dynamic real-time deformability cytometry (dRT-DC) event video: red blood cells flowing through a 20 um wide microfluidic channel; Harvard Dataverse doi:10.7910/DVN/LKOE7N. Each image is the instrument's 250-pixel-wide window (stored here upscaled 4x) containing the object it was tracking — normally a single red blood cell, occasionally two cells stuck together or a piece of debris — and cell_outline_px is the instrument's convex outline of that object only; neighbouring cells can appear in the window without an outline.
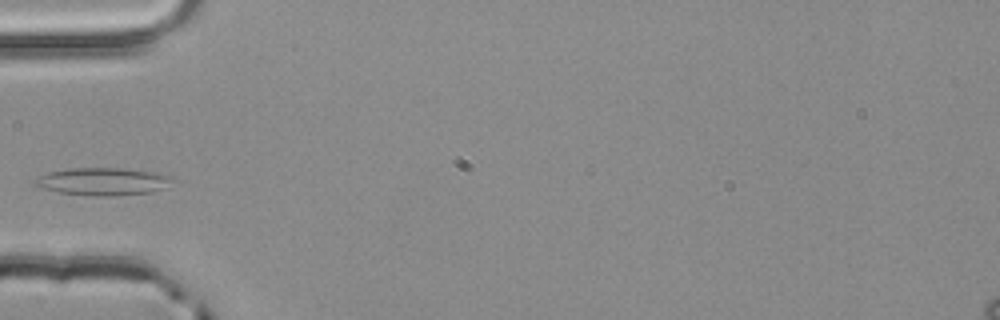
{"species": "common noctule bat (a hibernating species)", "species_latin": "Nyctalus noctula", "temperature_condition": "room temperature", "stored_images_in_passage": 36, "camera_frame_rate_fps": 3000, "um_per_image_px": 0.085, "animal": {"sex": "male", "body_mass_g": 20.4}, "frame": {"image": 1, "passage_image": 1, "time_ms": 0.0, "image_size_px": [1000, 320], "cell_outline_px": [[176, 180], [152, 192], [116, 196], [92, 196], [56, 192], [32, 184], [32, 180], [48, 172], [68, 168], [124, 168], [156, 172], [172, 176]], "centroid_in_image_um": [8.73, 15.42], "position_along_channel_um": 76.3, "area_um2": 22.31}}
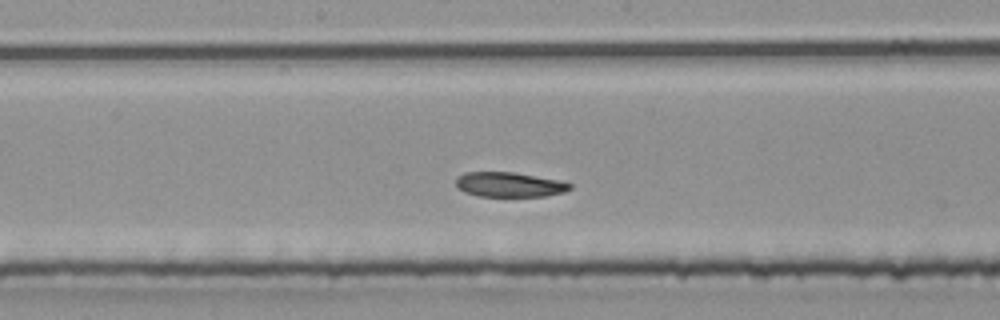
{"frame": {"image": 2, "passage_image": 11, "time_ms": 3.333, "image_size_px": [1000, 320], "cell_outline_px": [[572, 188], [564, 192], [544, 196], [480, 196], [464, 192], [456, 188], [456, 176], [464, 172], [512, 172], [560, 180], [572, 184]], "centroid_in_image_um": [43.26, 15.68], "position_along_channel_um": 204.9, "area_um2": 16.53}}
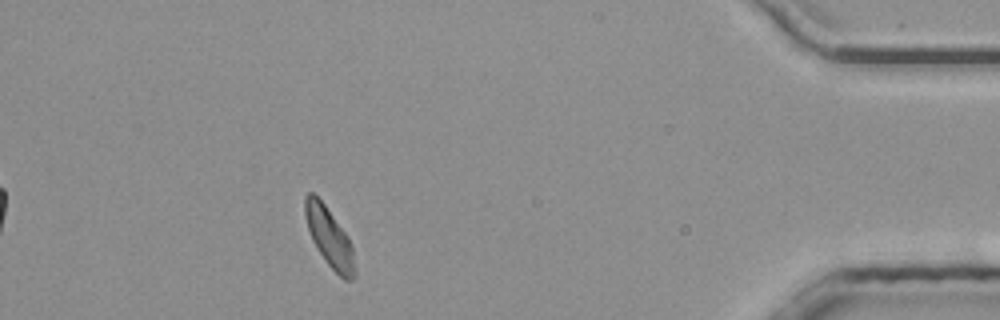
{"frame": {"image": 3, "passage_image": 31, "time_ms": 10.0, "image_size_px": [1000, 320], "cell_outline_px": [[356, 276], [352, 280], [344, 280], [328, 264], [316, 248], [312, 240], [308, 228], [304, 212], [304, 196], [308, 192], [312, 192], [324, 204], [348, 236], [352, 248], [356, 272]], "centroid_in_image_um": [27.99, 20.19], "position_along_channel_um": 407.2, "area_um2": 17.05}}